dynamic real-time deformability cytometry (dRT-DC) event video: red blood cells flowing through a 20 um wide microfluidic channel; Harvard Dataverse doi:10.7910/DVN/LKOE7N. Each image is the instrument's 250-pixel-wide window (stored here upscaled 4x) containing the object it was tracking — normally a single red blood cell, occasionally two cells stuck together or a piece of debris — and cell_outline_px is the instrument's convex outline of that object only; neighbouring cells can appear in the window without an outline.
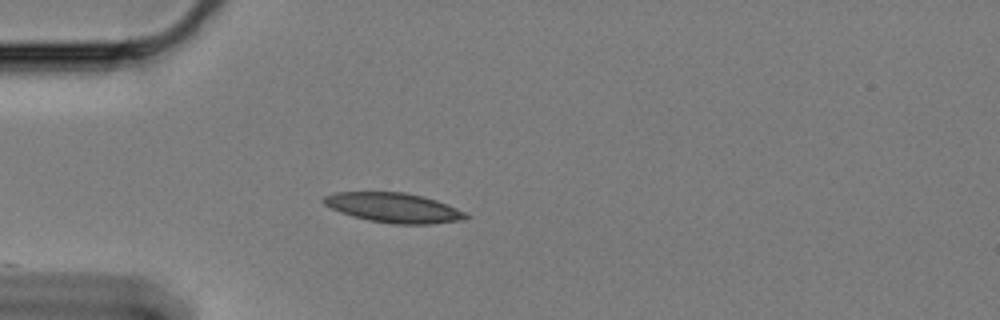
{"species": "Egyptian fruit bat (a non-hibernating species)", "species_latin": "Rousettus aegyptiacus", "temperature_condition": "cold", "stored_images_in_passage": 6, "camera_frame_rate_fps": 3000, "um_per_image_px": 0.085, "animal": {"sex": "female"}, "frame": {"image": 1, "passage_image": 1, "time_ms": 0.0, "image_size_px": [1000, 320], "cell_outline_px": [[472, 216], [464, 220], [432, 224], [392, 224], [368, 220], [352, 216], [340, 212], [324, 204], [320, 200], [324, 196], [336, 192], [404, 192], [424, 196], [448, 204]], "centroid_in_image_um": [33.48, 17.66], "position_along_channel_um": 51.5, "area_um2": 24.8}}
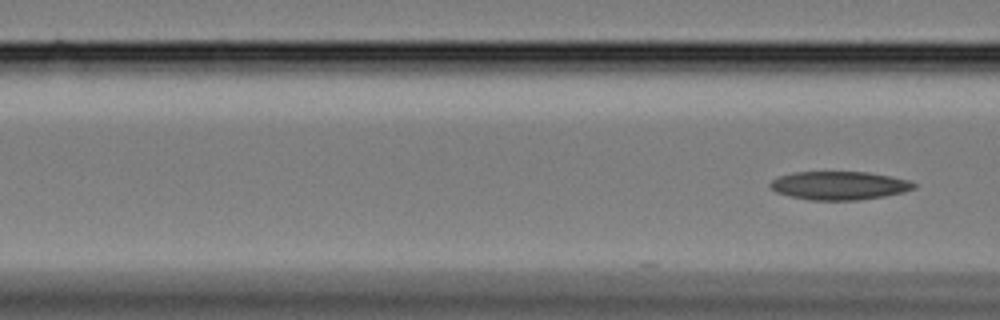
{"frame": {"image": 2, "passage_image": 6, "time_ms": 1.667, "image_size_px": [1000, 320], "cell_outline_px": [[916, 188], [904, 192], [884, 196], [860, 200], [808, 200], [788, 196], [776, 192], [768, 188], [768, 184], [772, 180], [780, 176], [792, 172], [868, 172], [908, 180], [916, 184]], "centroid_in_image_um": [71.29, 15.78], "position_along_channel_um": 95.3, "area_um2": 23.93}}